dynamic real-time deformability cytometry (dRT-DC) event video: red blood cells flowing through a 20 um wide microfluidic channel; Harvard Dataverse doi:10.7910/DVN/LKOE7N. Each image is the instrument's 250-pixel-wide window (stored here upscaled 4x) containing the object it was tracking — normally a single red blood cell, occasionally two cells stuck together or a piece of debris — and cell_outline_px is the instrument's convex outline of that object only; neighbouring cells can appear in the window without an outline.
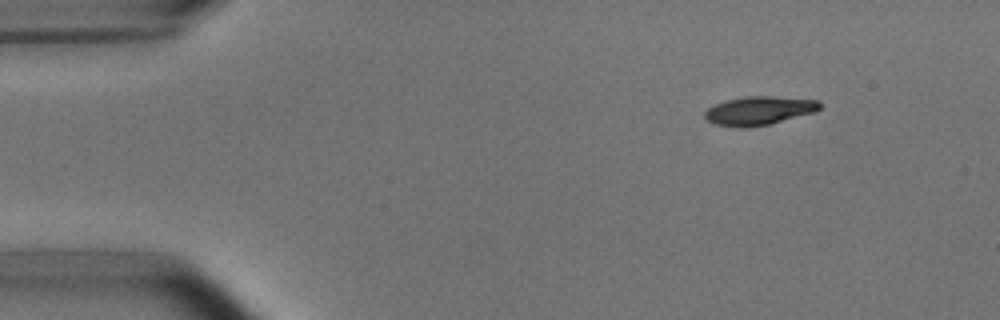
{"species": "common noctule bat (a hibernating species)", "species_latin": "Nyctalus noctula", "temperature_condition": "room temperature", "stored_images_in_passage": 4, "camera_frame_rate_fps": 3000, "um_per_image_px": 0.085, "animal": {"sex": "male", "body_mass_g": 15.6}, "frame": {"image": 1, "passage_image": 1, "time_ms": 0.0, "image_size_px": [1000, 320], "cell_outline_px": [[820, 108], [816, 112], [768, 124], [744, 128], [740, 128], [716, 124], [708, 120], [704, 116], [704, 112], [708, 108], [724, 100], [744, 96], [772, 96], [820, 100]], "centroid_in_image_um": [64.52, 9.39], "position_along_channel_um": 20.5, "area_um2": 19.19}}
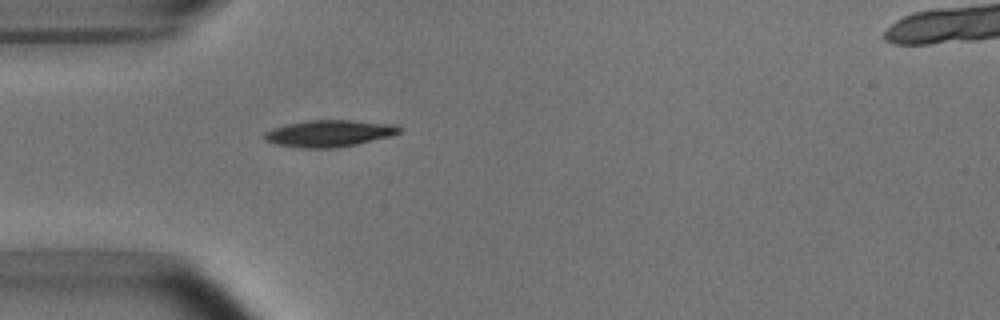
{"frame": {"image": 2, "passage_image": 3, "time_ms": 3.0, "image_size_px": [1000, 320], "cell_outline_px": [[400, 132], [392, 136], [356, 144], [336, 148], [300, 148], [276, 144], [264, 140], [264, 132], [272, 128], [288, 124], [308, 120], [352, 120], [396, 124], [400, 128]], "centroid_in_image_um": [27.98, 11.34], "position_along_channel_um": 57.0, "area_um2": 21.1}}